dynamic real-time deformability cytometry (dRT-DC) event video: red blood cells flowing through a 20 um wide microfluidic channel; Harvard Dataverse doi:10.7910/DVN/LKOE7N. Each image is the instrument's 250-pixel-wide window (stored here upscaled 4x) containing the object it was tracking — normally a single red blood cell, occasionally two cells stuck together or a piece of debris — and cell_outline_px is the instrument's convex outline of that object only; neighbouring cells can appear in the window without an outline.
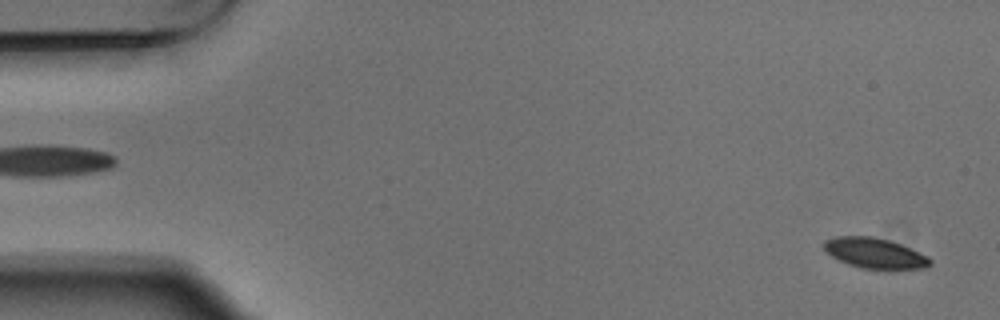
{"species": "Egyptian fruit bat (a non-hibernating species)", "species_latin": "Rousettus aegyptiacus", "temperature_condition": "warm", "stored_images_in_passage": 5, "segment_of_instrument_passage": [2, 2], "camera_frame_rate_fps": 3000, "um_per_image_px": 0.085, "animal": {"sex": "male"}, "frame": {"image": 1, "passage_image": 5, "time_ms": 1.333, "image_size_px": [1000, 320], "cell_outline_px": [[932, 264], [924, 268], [860, 268], [848, 264], [832, 256], [824, 248], [824, 240], [836, 236], [872, 236], [888, 240], [900, 244], [928, 256], [932, 260]], "centroid_in_image_um": [74.35, 21.5], "position_along_channel_um": 10.6, "area_um2": 18.44}}